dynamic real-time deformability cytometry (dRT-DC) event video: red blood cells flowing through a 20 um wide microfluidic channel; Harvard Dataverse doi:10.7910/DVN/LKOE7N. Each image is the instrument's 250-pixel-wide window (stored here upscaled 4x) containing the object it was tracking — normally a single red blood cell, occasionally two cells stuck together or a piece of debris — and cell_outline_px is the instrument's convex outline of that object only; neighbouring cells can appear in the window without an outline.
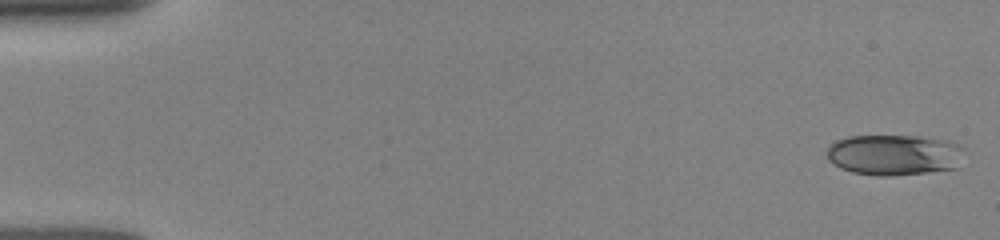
{"species": "human", "species_latin": "Homo sapiens", "temperature_condition": "room temperature", "stored_images_in_passage": 9, "camera_frame_rate_fps": 3000, "um_per_image_px": 0.085, "donor": {"sex": "female"}, "frame": {"image": 1, "passage_image": 1, "time_ms": 0.0, "image_size_px": [1000, 240], "cell_outline_px": [[964, 148], [956, 168], [924, 172], [888, 176], [876, 176], [852, 172], [840, 168], [828, 160], [828, 148], [836, 140], [848, 136], [916, 136], [940, 140], [956, 144]], "centroid_in_image_um": [75.94, 13.17], "position_along_channel_um": 9.1, "area_um2": 32.19}}
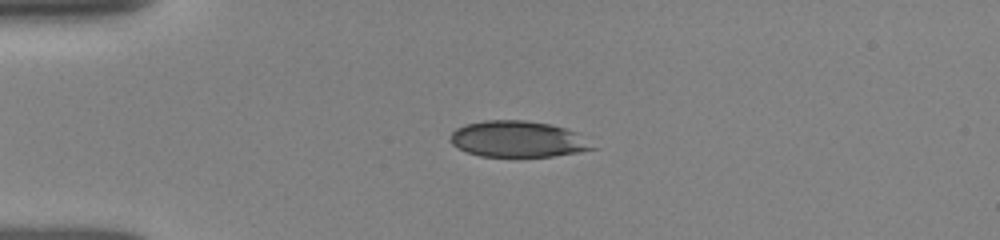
{"frame": {"image": 2, "passage_image": 6, "time_ms": 1.667, "image_size_px": [1000, 240], "cell_outline_px": [[600, 148], [580, 152], [552, 156], [480, 156], [468, 152], [452, 144], [452, 132], [456, 128], [464, 124], [484, 120], [524, 120], [552, 124], [576, 132]], "centroid_in_image_um": [44.07, 11.82], "position_along_channel_um": 40.9, "area_um2": 29.94}}
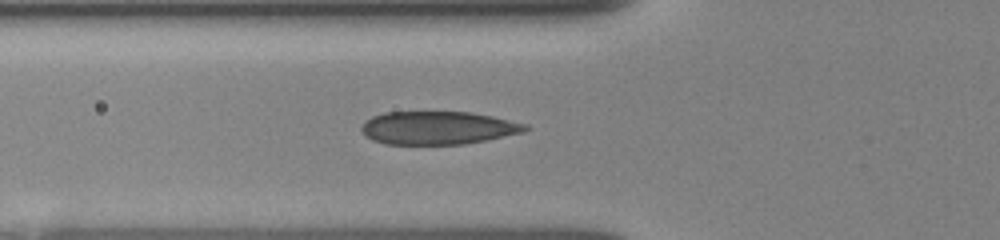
{"frame": {"image": 3, "passage_image": 9, "time_ms": 2.667, "image_size_px": [1000, 240], "cell_outline_px": [[528, 128], [524, 132], [488, 140], [464, 144], [384, 144], [372, 140], [360, 128], [372, 116], [384, 112], [468, 112], [492, 116], [528, 124]], "centroid_in_image_um": [37.26, 10.87], "position_along_channel_um": 88.5, "area_um2": 31.5}}